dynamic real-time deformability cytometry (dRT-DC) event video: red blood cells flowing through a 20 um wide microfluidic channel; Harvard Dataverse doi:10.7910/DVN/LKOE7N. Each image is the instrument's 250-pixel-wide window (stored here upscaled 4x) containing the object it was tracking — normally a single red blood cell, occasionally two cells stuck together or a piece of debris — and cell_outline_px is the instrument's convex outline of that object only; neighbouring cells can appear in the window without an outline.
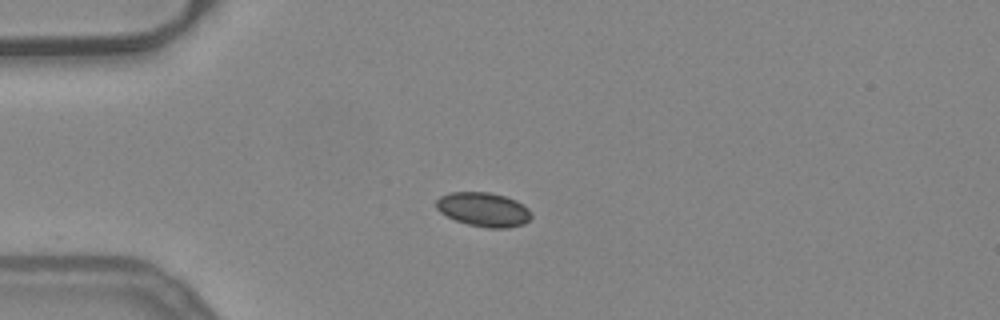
{"species": "common noctule bat (a hibernating species)", "species_latin": "Nyctalus noctula", "temperature_condition": "warm", "stored_images_in_passage": 40, "camera_frame_rate_fps": 3000, "um_per_image_px": 0.085, "animal": {"sex": "female", "body_mass_g": 24.6, "forearm_length_mm": 56.2}, "frame": {"image": 1, "passage_image": 1, "time_ms": 0.0, "image_size_px": [1000, 320], "cell_outline_px": [[532, 216], [524, 224], [508, 228], [488, 228], [468, 224], [456, 220], [440, 212], [436, 208], [436, 200], [440, 196], [452, 192], [488, 192], [504, 196], [516, 200], [528, 208]], "centroid_in_image_um": [41.1, 17.81], "position_along_channel_um": 43.9, "area_um2": 18.84}}
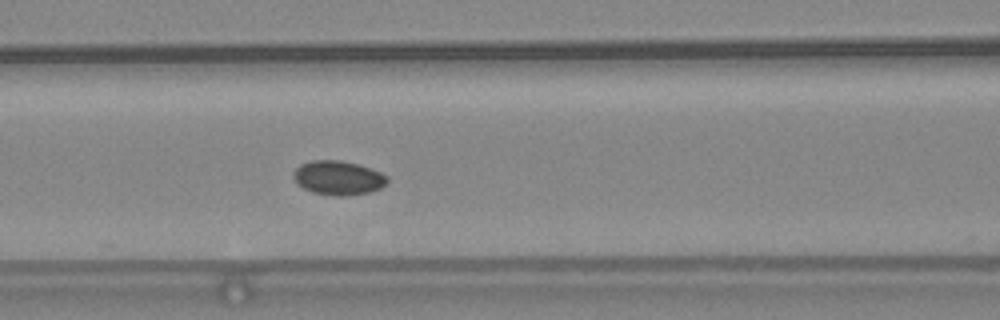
{"frame": {"image": 2, "passage_image": 10, "time_ms": 3.0, "image_size_px": [1000, 320], "cell_outline_px": [[388, 180], [380, 188], [368, 192], [348, 196], [336, 196], [312, 192], [296, 184], [292, 176], [292, 172], [300, 164], [312, 160], [340, 160], [356, 164], [380, 172], [388, 176]], "centroid_in_image_um": [28.69, 15.12], "position_along_channel_um": 137.9, "area_um2": 18.67}}
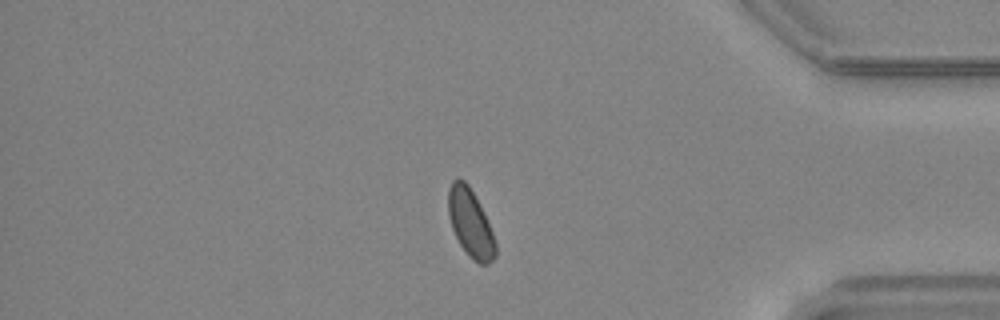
{"frame": {"image": 3, "passage_image": 32, "time_ms": 10.333, "image_size_px": [1000, 320], "cell_outline_px": [[496, 256], [488, 264], [480, 264], [472, 260], [468, 256], [460, 244], [452, 228], [448, 216], [448, 188], [452, 180], [456, 176], [464, 180], [468, 184], [492, 232], [496, 244]], "centroid_in_image_um": [39.95, 18.97], "position_along_channel_um": 395.2, "area_um2": 18.44}}